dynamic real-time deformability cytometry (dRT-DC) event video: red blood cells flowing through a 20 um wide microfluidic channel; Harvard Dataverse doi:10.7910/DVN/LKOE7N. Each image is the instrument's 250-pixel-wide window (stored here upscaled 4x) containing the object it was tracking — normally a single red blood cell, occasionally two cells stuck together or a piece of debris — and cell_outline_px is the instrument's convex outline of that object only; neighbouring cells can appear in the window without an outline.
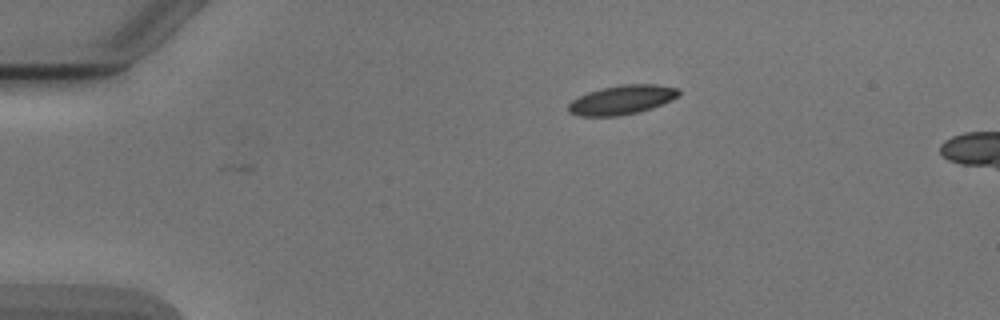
{"species": "Egyptian fruit bat (a non-hibernating species)", "species_latin": "Rousettus aegyptiacus", "temperature_condition": "cold", "stored_images_in_passage": 3, "segment_of_instrument_passage": [1, 2], "camera_frame_rate_fps": 3000, "um_per_image_px": 0.085, "animal": {"sex": "male"}, "frame": {"image": 1, "passage_image": 1, "time_ms": 0.0, "image_size_px": [1000, 320], "cell_outline_px": [[680, 96], [672, 100], [652, 108], [636, 112], [616, 116], [580, 116], [568, 112], [568, 104], [572, 100], [588, 92], [600, 88], [620, 84], [656, 84], [676, 88], [680, 92]], "centroid_in_image_um": [52.86, 8.48], "position_along_channel_um": 32.1, "area_um2": 18.79}}